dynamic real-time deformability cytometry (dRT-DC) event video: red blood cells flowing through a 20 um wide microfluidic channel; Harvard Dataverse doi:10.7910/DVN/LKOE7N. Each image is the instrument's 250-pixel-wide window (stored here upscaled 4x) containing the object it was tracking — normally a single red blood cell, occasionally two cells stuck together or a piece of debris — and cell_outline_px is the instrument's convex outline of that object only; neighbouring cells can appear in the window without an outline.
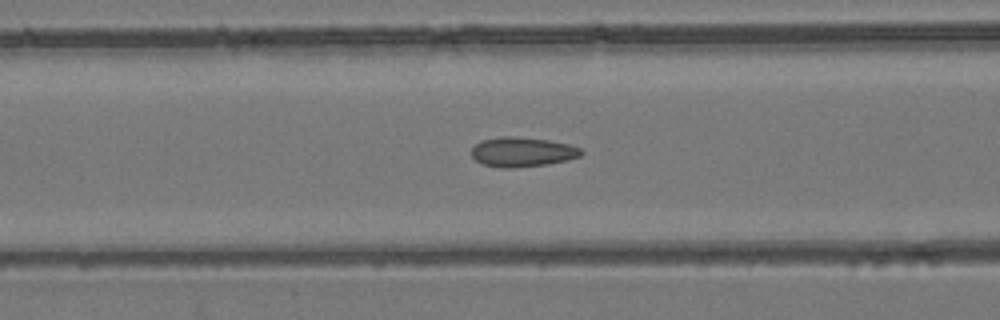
{"species": "common noctule bat (a hibernating species)", "species_latin": "Nyctalus noctula", "temperature_condition": "room temperature", "stored_images_in_passage": 43, "camera_frame_rate_fps": 3000, "um_per_image_px": 0.085, "animal": {"sex": "female", "body_mass_g": 24.6, "forearm_length_mm": 56.2}, "frame": {"image": 1, "passage_image": 18, "time_ms": 5.667, "image_size_px": [1000, 320], "cell_outline_px": [[584, 152], [580, 156], [568, 160], [548, 164], [512, 168], [500, 168], [484, 164], [476, 160], [472, 156], [472, 148], [480, 140], [500, 136], [512, 136], [548, 140], [568, 144], [580, 148]], "centroid_in_image_um": [44.39, 12.91], "position_along_channel_um": 122.2, "area_um2": 18.96}}
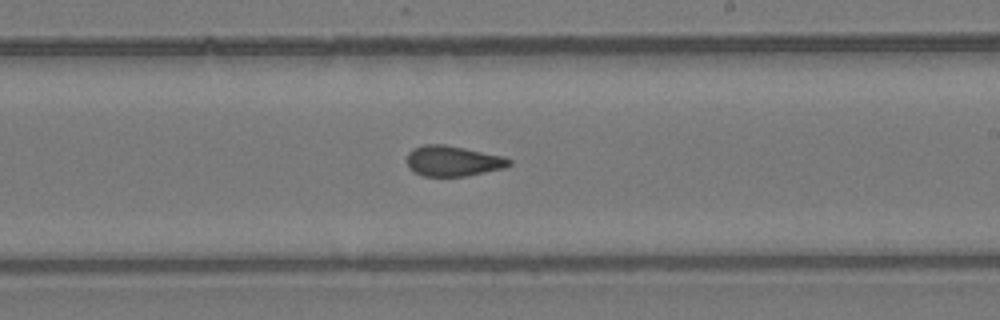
{"frame": {"image": 2, "passage_image": 28, "time_ms": 9.0, "image_size_px": [1000, 320], "cell_outline_px": [[512, 164], [504, 168], [464, 176], [424, 176], [408, 168], [408, 152], [412, 148], [424, 144], [444, 144], [504, 156], [512, 160]], "centroid_in_image_um": [38.5, 13.67], "position_along_channel_um": 250.5, "area_um2": 18.09}}
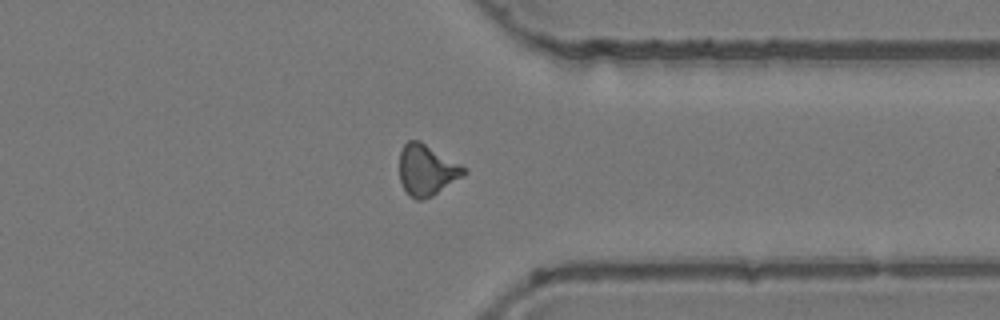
{"frame": {"image": 3, "passage_image": 38, "time_ms": 12.333, "image_size_px": [1000, 320], "cell_outline_px": [[468, 172], [464, 176], [432, 196], [420, 200], [416, 200], [404, 188], [400, 180], [400, 152], [404, 144], [408, 140], [420, 140], [468, 168]], "centroid_in_image_um": [36.31, 14.43], "position_along_channel_um": 375.1, "area_um2": 19.19}, "authors_computed_cell_mechanics": {"area_um2": 18.6116, "velocity_mm_per_s": 3.8578, "shape_relaxation_time_tau1_ms": null, "shape_relaxation_time_tau2_ms": 2.359, "deformation_change_tau1": null, "deformation_change_tau2": 0.0732}}